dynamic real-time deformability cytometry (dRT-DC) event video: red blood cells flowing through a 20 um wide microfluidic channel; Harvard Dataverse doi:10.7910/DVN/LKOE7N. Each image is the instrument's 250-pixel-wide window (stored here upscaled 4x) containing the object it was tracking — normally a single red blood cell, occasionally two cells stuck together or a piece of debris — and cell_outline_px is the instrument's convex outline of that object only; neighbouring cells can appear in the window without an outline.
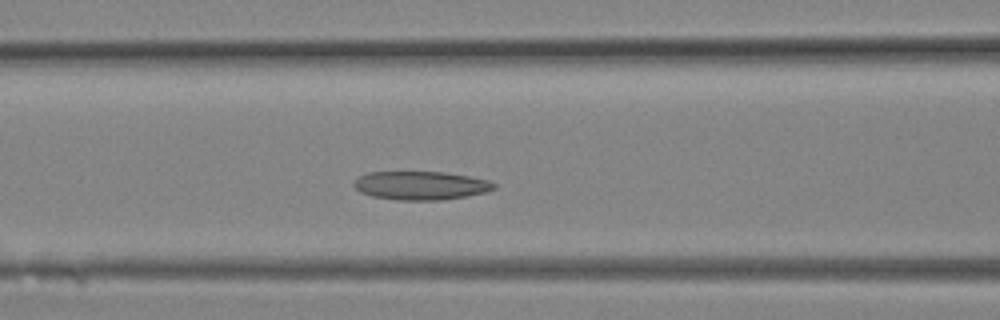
{"species": "Egyptian fruit bat (a non-hibernating species)", "species_latin": "Rousettus aegyptiacus", "temperature_condition": "room temperature", "stored_images_in_passage": 22, "camera_frame_rate_fps": 3000, "um_per_image_px": 0.085, "animal": {"sex": "female"}, "frame": {"image": 1, "passage_image": 8, "time_ms": 2.333, "image_size_px": [1000, 320], "cell_outline_px": [[496, 188], [488, 192], [468, 196], [440, 200], [396, 200], [372, 196], [360, 192], [352, 184], [360, 176], [368, 172], [444, 172], [468, 176], [488, 180], [496, 184]], "centroid_in_image_um": [35.79, 15.77], "position_along_channel_um": 130.8, "area_um2": 23.35}}
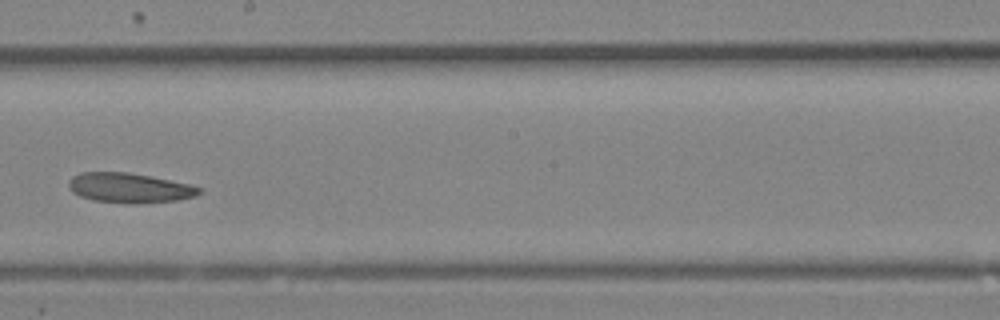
{"frame": {"image": 2, "passage_image": 12, "time_ms": 3.667, "image_size_px": [1000, 320], "cell_outline_px": [[200, 192], [196, 196], [176, 200], [136, 204], [128, 204], [92, 200], [80, 196], [72, 192], [68, 184], [68, 180], [72, 176], [80, 172], [128, 172], [188, 184], [200, 188]], "centroid_in_image_um": [10.94, 15.98], "position_along_channel_um": 237.3, "area_um2": 22.6}}
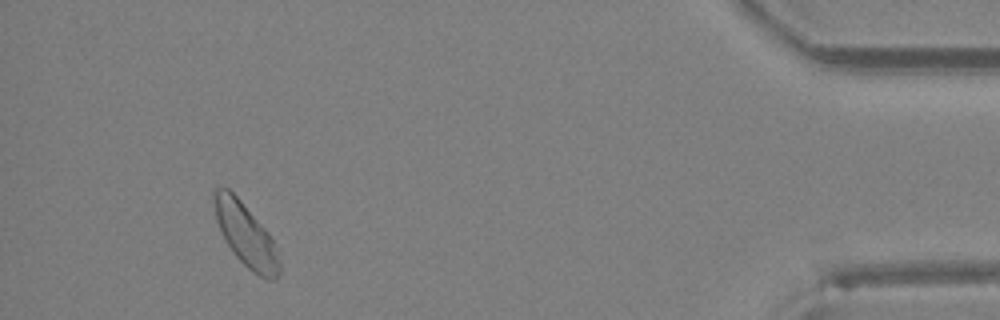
{"frame": {"image": 3, "passage_image": 21, "time_ms": 6.667, "image_size_px": [1000, 320], "cell_outline_px": [[280, 276], [276, 280], [268, 280], [252, 272], [236, 256], [228, 244], [216, 220], [212, 200], [212, 192], [216, 188], [228, 188], [240, 200], [268, 232], [272, 240], [280, 264]], "centroid_in_image_um": [20.88, 19.97], "position_along_channel_um": 414.3, "area_um2": 23.58}}